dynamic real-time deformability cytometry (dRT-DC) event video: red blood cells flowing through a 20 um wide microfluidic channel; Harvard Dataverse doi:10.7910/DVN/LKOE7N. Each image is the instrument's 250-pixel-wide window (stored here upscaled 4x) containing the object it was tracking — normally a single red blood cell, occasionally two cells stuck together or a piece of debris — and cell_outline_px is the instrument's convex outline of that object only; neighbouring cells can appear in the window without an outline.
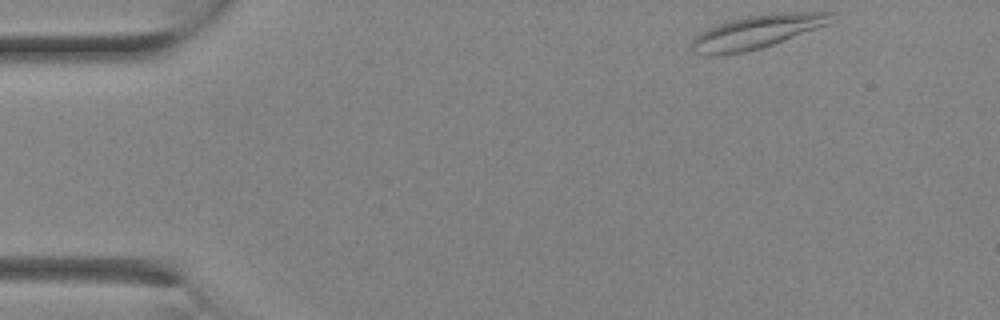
{"species": "Egyptian fruit bat (a non-hibernating species)", "species_latin": "Rousettus aegyptiacus", "temperature_condition": "room temperature", "stored_images_in_passage": 1, "camera_frame_rate_fps": 3000, "um_per_image_px": 0.085, "animal": {"sex": "female"}, "frame": {"image": 1, "passage_image": 1, "time_ms": 0.0, "image_size_px": [1000, 320], "cell_outline_px": [[832, 12], [828, 24], [772, 44], [760, 48], [744, 52], [716, 56], [704, 56], [696, 52], [692, 48], [692, 40], [700, 32], [708, 28], [732, 20], [748, 16], [784, 12]], "centroid_in_image_um": [64.26, 2.72], "position_along_channel_um": 20.7, "area_um2": 26.53}}